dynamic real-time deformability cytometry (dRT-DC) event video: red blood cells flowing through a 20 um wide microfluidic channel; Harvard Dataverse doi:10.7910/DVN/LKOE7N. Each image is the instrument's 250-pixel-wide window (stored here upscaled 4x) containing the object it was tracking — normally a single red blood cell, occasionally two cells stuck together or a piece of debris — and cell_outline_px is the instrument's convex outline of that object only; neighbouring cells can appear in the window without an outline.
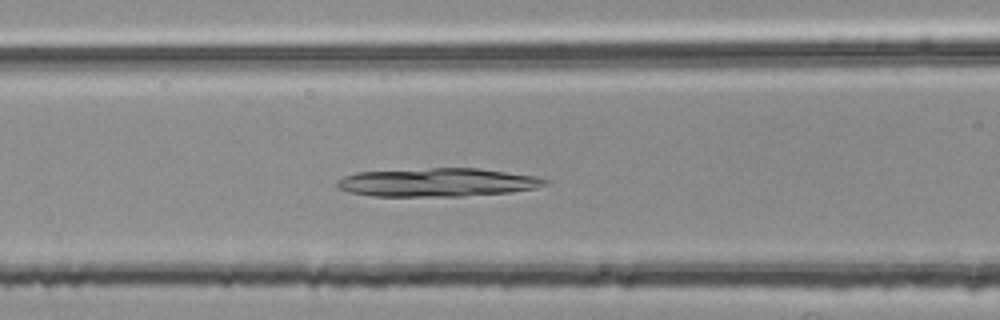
{"species": "common noctule bat (a hibernating species)", "species_latin": "Nyctalus noctula", "temperature_condition": "room temperature", "stored_images_in_passage": 51, "camera_frame_rate_fps": 3000, "um_per_image_px": 0.085, "animal": {"sex": "female", "body_mass_g": 25.1}, "frame": {"image": 1, "passage_image": 22, "time_ms": 7.0, "image_size_px": [1000, 320], "cell_outline_px": [[548, 184], [536, 188], [508, 192], [464, 196], [372, 196], [352, 192], [340, 188], [336, 184], [336, 180], [344, 176], [356, 172], [432, 168], [480, 168], [536, 176], [548, 180]], "centroid_in_image_um": [37.2, 15.49], "position_along_channel_um": 129.4, "area_um2": 34.39}}
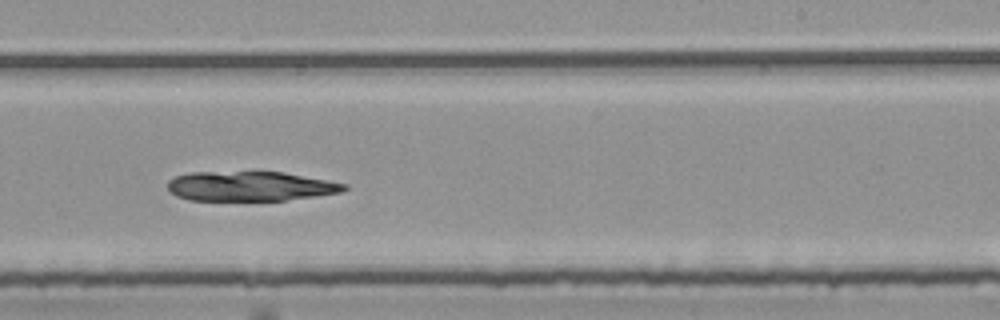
{"frame": {"image": 2, "passage_image": 33, "time_ms": 10.667, "image_size_px": [1000, 320], "cell_outline_px": [[348, 188], [340, 192], [316, 196], [284, 200], [188, 200], [176, 196], [168, 192], [168, 180], [176, 176], [192, 172], [284, 172], [348, 184]], "centroid_in_image_um": [21.25, 15.83], "position_along_channel_um": 267.8, "area_um2": 30.46}}
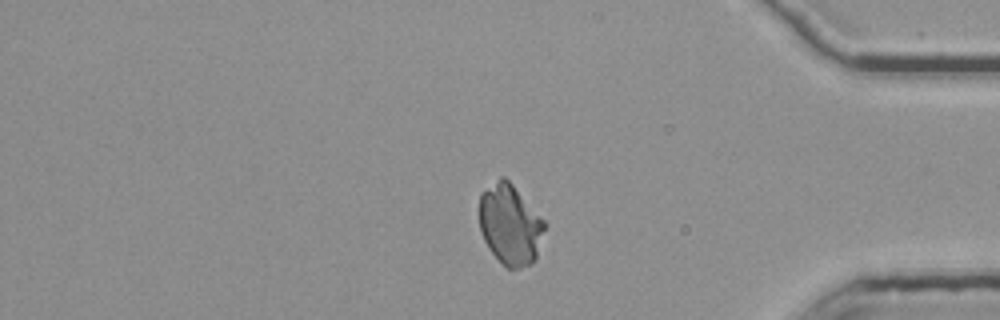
{"frame": {"image": 3, "passage_image": 45, "time_ms": 14.667, "image_size_px": [1000, 320], "cell_outline_px": [[548, 224], [536, 256], [532, 264], [520, 268], [508, 268], [488, 248], [484, 240], [480, 228], [480, 196], [500, 176], [504, 176], [512, 184]], "centroid_in_image_um": [43.39, 19.1], "position_along_channel_um": 391.8, "area_um2": 30.29}}